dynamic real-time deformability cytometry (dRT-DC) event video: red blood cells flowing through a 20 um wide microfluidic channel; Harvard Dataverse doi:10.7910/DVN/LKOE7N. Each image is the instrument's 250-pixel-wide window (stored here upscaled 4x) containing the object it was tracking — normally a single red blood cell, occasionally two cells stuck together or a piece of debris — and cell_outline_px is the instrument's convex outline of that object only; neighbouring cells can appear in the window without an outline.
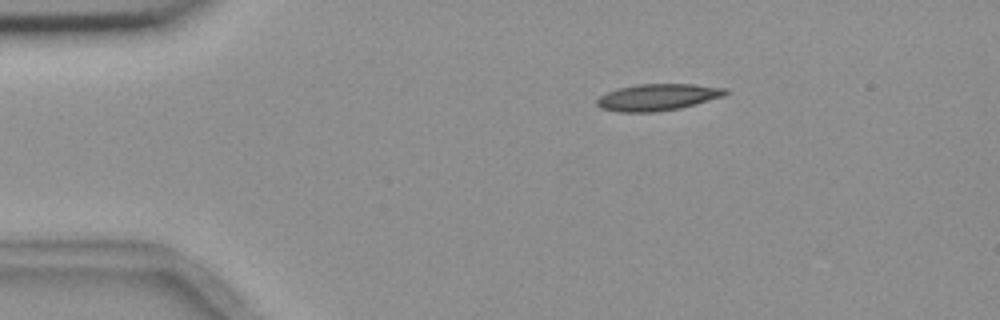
{"species": "common noctule bat (a hibernating species)", "species_latin": "Nyctalus noctula", "temperature_condition": "room temperature", "stored_images_in_passage": 4, "camera_frame_rate_fps": 3000, "um_per_image_px": 0.085, "animal": {"sex": "female", "body_mass_g": 18.4}, "frame": {"image": 1, "passage_image": 4, "time_ms": 4.667, "image_size_px": [1000, 320], "cell_outline_px": [[728, 92], [724, 96], [680, 108], [652, 112], [620, 112], [600, 108], [596, 104], [596, 100], [600, 96], [608, 92], [620, 88], [636, 84], [692, 84], [728, 88]], "centroid_in_image_um": [55.9, 8.26], "position_along_channel_um": 29.1, "area_um2": 19.88}}